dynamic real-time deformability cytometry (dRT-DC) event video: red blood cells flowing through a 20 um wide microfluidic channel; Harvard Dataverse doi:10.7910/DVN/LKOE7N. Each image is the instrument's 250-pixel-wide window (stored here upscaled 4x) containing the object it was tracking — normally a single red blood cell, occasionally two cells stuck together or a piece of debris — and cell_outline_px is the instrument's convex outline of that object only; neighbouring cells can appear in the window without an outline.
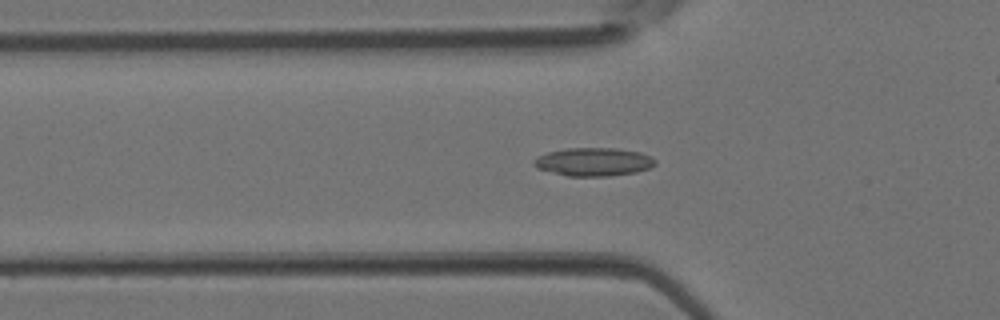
{"species": "Egyptian fruit bat (a non-hibernating species)", "species_latin": "Rousettus aegyptiacus", "temperature_condition": "room temperature", "stored_images_in_passage": 33, "camera_frame_rate_fps": 3000, "um_per_image_px": 0.085, "animal": {"sex": "female"}, "frame": {"image": 1, "passage_image": 4, "time_ms": 1.0, "image_size_px": [1000, 320], "cell_outline_px": [[656, 164], [648, 168], [636, 172], [608, 176], [568, 176], [536, 168], [532, 164], [532, 160], [536, 156], [548, 152], [568, 148], [616, 148], [640, 152], [656, 160]], "centroid_in_image_um": [50.41, 13.75], "position_along_channel_um": 75.4, "area_um2": 20.0}}
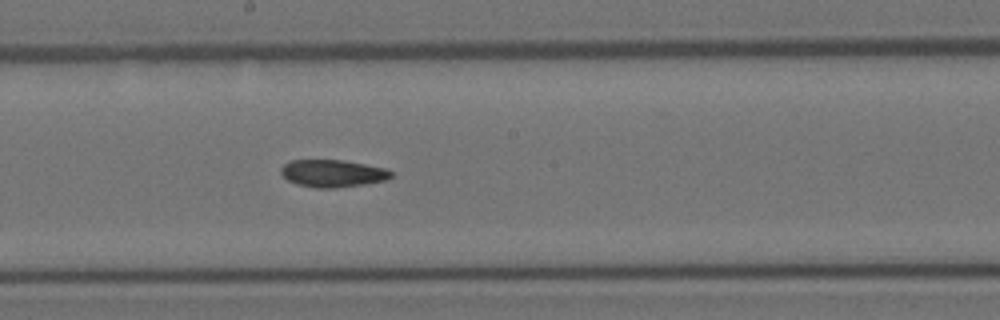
{"frame": {"image": 2, "passage_image": 13, "time_ms": 4.0, "image_size_px": [1000, 320], "cell_outline_px": [[392, 176], [388, 180], [364, 184], [336, 188], [316, 188], [300, 184], [288, 180], [280, 172], [280, 168], [288, 160], [344, 160], [384, 168], [392, 172]], "centroid_in_image_um": [28.28, 14.73], "position_along_channel_um": 219.9, "area_um2": 17.51}}
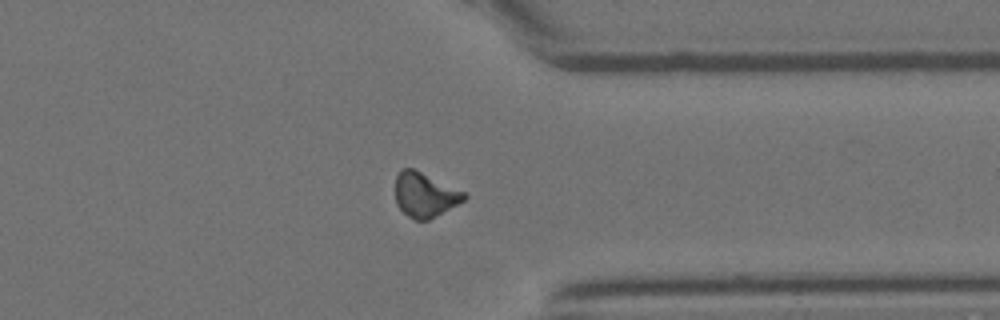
{"frame": {"image": 3, "passage_image": 23, "time_ms": 7.333, "image_size_px": [1000, 320], "cell_outline_px": [[468, 196], [464, 200], [428, 220], [416, 220], [408, 216], [396, 204], [396, 176], [400, 168], [412, 168], [464, 192]], "centroid_in_image_um": [36.08, 16.55], "position_along_channel_um": 375.3, "area_um2": 17.46}}